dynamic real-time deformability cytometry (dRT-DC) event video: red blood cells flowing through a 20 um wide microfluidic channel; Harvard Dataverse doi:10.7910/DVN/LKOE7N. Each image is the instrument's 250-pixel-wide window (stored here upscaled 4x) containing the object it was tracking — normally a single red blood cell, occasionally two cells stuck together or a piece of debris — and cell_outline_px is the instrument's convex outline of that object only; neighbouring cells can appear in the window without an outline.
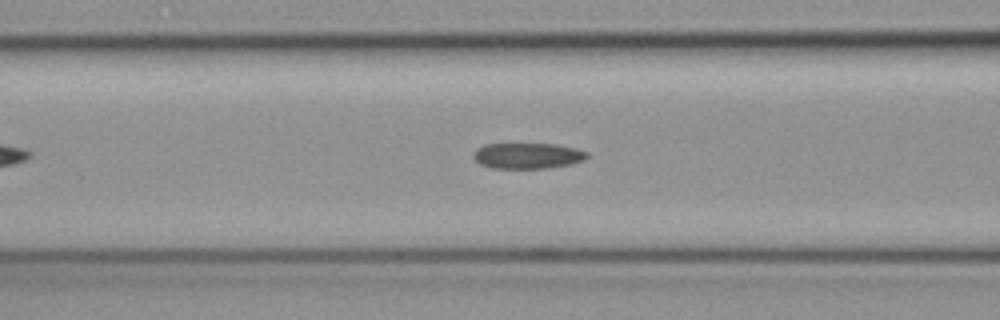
{"species": "common noctule bat (a hibernating species)", "species_latin": "Nyctalus noctula", "temperature_condition": "cold", "stored_images_in_passage": 37, "camera_frame_rate_fps": 3000, "um_per_image_px": 0.085, "animal": {"sex": "female", "body_mass_g": 19.3, "forearm_length_mm": 54.1}, "frame": {"image": 1, "passage_image": 14, "time_ms": 4.333, "image_size_px": [1000, 320], "cell_outline_px": [[588, 156], [584, 160], [572, 164], [548, 168], [492, 168], [480, 164], [472, 156], [472, 152], [476, 148], [484, 144], [556, 144], [588, 152]], "centroid_in_image_um": [44.81, 13.24], "position_along_channel_um": 121.8, "area_um2": 17.11}}
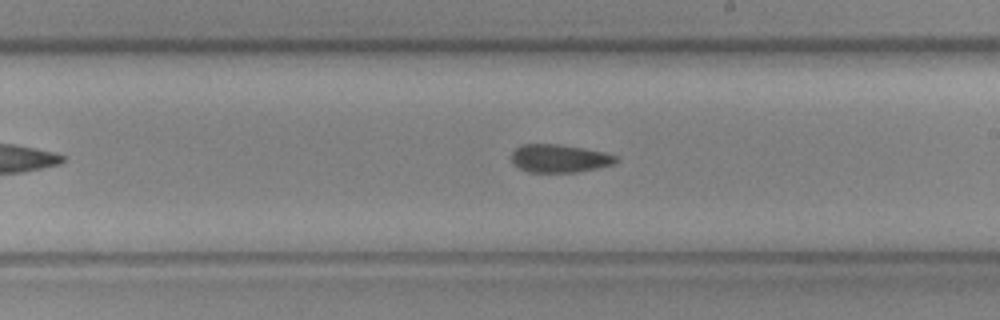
{"frame": {"image": 2, "passage_image": 24, "time_ms": 7.667, "image_size_px": [1000, 320], "cell_outline_px": [[620, 160], [612, 164], [596, 168], [576, 172], [528, 172], [512, 164], [512, 152], [520, 144], [560, 144], [604, 152], [620, 156]], "centroid_in_image_um": [47.56, 13.46], "position_along_channel_um": 241.4, "area_um2": 17.17}}
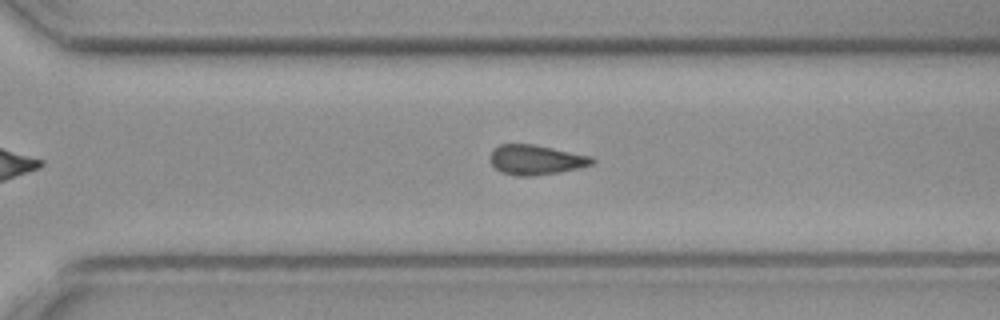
{"frame": {"image": 3, "passage_image": 31, "time_ms": 10.0, "image_size_px": [1000, 320], "cell_outline_px": [[596, 160], [592, 164], [560, 172], [532, 176], [520, 176], [500, 172], [492, 164], [488, 156], [500, 144], [532, 144], [592, 156]], "centroid_in_image_um": [45.54, 13.58], "position_along_channel_um": 325.1, "area_um2": 17.57}}